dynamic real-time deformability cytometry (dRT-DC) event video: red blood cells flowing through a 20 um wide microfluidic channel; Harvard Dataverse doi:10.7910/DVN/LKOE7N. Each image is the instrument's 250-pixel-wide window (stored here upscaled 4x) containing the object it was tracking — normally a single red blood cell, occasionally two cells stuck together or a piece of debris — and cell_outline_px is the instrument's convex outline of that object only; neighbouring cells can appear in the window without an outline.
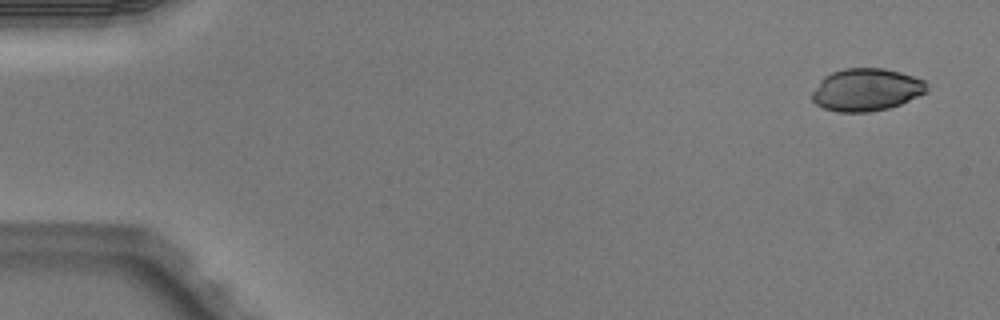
{"species": "Egyptian fruit bat (a non-hibernating species)", "species_latin": "Rousettus aegyptiacus", "temperature_condition": "warm", "stored_images_in_passage": 4, "camera_frame_rate_fps": 3000, "um_per_image_px": 0.085, "animal": {"sex": "male"}, "frame": {"image": 1, "passage_image": 1, "time_ms": 0.0, "image_size_px": [1000, 320], "cell_outline_px": [[928, 92], [900, 104], [888, 108], [868, 112], [836, 112], [824, 108], [816, 104], [812, 100], [812, 92], [820, 80], [824, 76], [832, 72], [844, 68], [884, 68], [900, 72], [924, 80], [928, 88]], "centroid_in_image_um": [73.63, 7.63], "position_along_channel_um": 11.4, "area_um2": 28.5}}
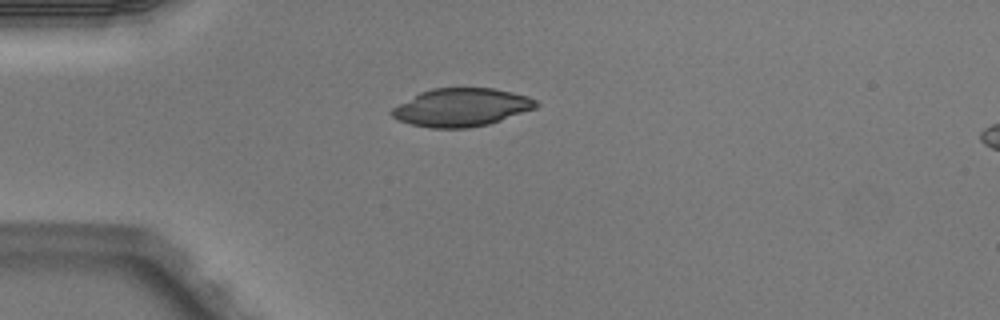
{"frame": {"image": 2, "passage_image": 4, "time_ms": 1.0, "image_size_px": [1000, 320], "cell_outline_px": [[540, 104], [536, 108], [488, 124], [468, 128], [432, 128], [412, 124], [396, 120], [388, 112], [392, 108], [420, 92], [432, 88], [492, 88], [528, 96], [536, 100]], "centroid_in_image_um": [39.2, 9.13], "position_along_channel_um": 45.8, "area_um2": 31.91}}